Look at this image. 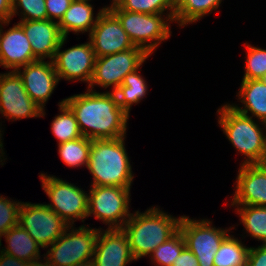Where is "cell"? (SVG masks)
I'll return each mask as SVG.
<instances>
[{
	"label": "cell",
	"mask_w": 266,
	"mask_h": 266,
	"mask_svg": "<svg viewBox=\"0 0 266 266\" xmlns=\"http://www.w3.org/2000/svg\"><path fill=\"white\" fill-rule=\"evenodd\" d=\"M126 137L92 140L87 169L91 186L131 188L134 174L125 148Z\"/></svg>",
	"instance_id": "obj_3"
},
{
	"label": "cell",
	"mask_w": 266,
	"mask_h": 266,
	"mask_svg": "<svg viewBox=\"0 0 266 266\" xmlns=\"http://www.w3.org/2000/svg\"><path fill=\"white\" fill-rule=\"evenodd\" d=\"M125 0H112L109 6L102 7L103 11H112L116 8H120Z\"/></svg>",
	"instance_id": "obj_39"
},
{
	"label": "cell",
	"mask_w": 266,
	"mask_h": 266,
	"mask_svg": "<svg viewBox=\"0 0 266 266\" xmlns=\"http://www.w3.org/2000/svg\"><path fill=\"white\" fill-rule=\"evenodd\" d=\"M186 247L185 239L180 230L163 244L159 245L149 256L155 266H172L175 258Z\"/></svg>",
	"instance_id": "obj_29"
},
{
	"label": "cell",
	"mask_w": 266,
	"mask_h": 266,
	"mask_svg": "<svg viewBox=\"0 0 266 266\" xmlns=\"http://www.w3.org/2000/svg\"><path fill=\"white\" fill-rule=\"evenodd\" d=\"M157 207H151L142 213L135 211L122 227L135 260L150 256L179 230L181 216L173 217Z\"/></svg>",
	"instance_id": "obj_2"
},
{
	"label": "cell",
	"mask_w": 266,
	"mask_h": 266,
	"mask_svg": "<svg viewBox=\"0 0 266 266\" xmlns=\"http://www.w3.org/2000/svg\"><path fill=\"white\" fill-rule=\"evenodd\" d=\"M212 224L208 219L196 220L186 215L181 216L179 230L186 247L196 256L199 266H214V255L233 228L221 229Z\"/></svg>",
	"instance_id": "obj_9"
},
{
	"label": "cell",
	"mask_w": 266,
	"mask_h": 266,
	"mask_svg": "<svg viewBox=\"0 0 266 266\" xmlns=\"http://www.w3.org/2000/svg\"><path fill=\"white\" fill-rule=\"evenodd\" d=\"M17 72L21 76L24 88L30 98L40 108L45 109V104L59 83L53 61L38 59L19 68Z\"/></svg>",
	"instance_id": "obj_15"
},
{
	"label": "cell",
	"mask_w": 266,
	"mask_h": 266,
	"mask_svg": "<svg viewBox=\"0 0 266 266\" xmlns=\"http://www.w3.org/2000/svg\"><path fill=\"white\" fill-rule=\"evenodd\" d=\"M130 189L117 186H90L87 217L94 216L108 229L122 228L131 217Z\"/></svg>",
	"instance_id": "obj_8"
},
{
	"label": "cell",
	"mask_w": 266,
	"mask_h": 266,
	"mask_svg": "<svg viewBox=\"0 0 266 266\" xmlns=\"http://www.w3.org/2000/svg\"><path fill=\"white\" fill-rule=\"evenodd\" d=\"M231 205L266 207V166L240 165Z\"/></svg>",
	"instance_id": "obj_18"
},
{
	"label": "cell",
	"mask_w": 266,
	"mask_h": 266,
	"mask_svg": "<svg viewBox=\"0 0 266 266\" xmlns=\"http://www.w3.org/2000/svg\"><path fill=\"white\" fill-rule=\"evenodd\" d=\"M218 124L236 151L244 155L241 165L263 164L266 158V133L260 123L241 114L230 104L217 110Z\"/></svg>",
	"instance_id": "obj_4"
},
{
	"label": "cell",
	"mask_w": 266,
	"mask_h": 266,
	"mask_svg": "<svg viewBox=\"0 0 266 266\" xmlns=\"http://www.w3.org/2000/svg\"><path fill=\"white\" fill-rule=\"evenodd\" d=\"M33 50L34 57L38 60H53L56 50L63 38L58 22L45 20H20L18 22Z\"/></svg>",
	"instance_id": "obj_19"
},
{
	"label": "cell",
	"mask_w": 266,
	"mask_h": 266,
	"mask_svg": "<svg viewBox=\"0 0 266 266\" xmlns=\"http://www.w3.org/2000/svg\"><path fill=\"white\" fill-rule=\"evenodd\" d=\"M0 128H1V127H0ZM1 130H2V129H0V162H1L0 164H1V165H4L3 162H4L7 158L4 157L5 152H4V150H3V149H4V148H3V142L1 141V140H2V135H3L1 132H3V131H1ZM1 154H2V155H1ZM2 158H3V159H2ZM2 161H3V162H2Z\"/></svg>",
	"instance_id": "obj_41"
},
{
	"label": "cell",
	"mask_w": 266,
	"mask_h": 266,
	"mask_svg": "<svg viewBox=\"0 0 266 266\" xmlns=\"http://www.w3.org/2000/svg\"><path fill=\"white\" fill-rule=\"evenodd\" d=\"M247 266H266V244L249 248Z\"/></svg>",
	"instance_id": "obj_35"
},
{
	"label": "cell",
	"mask_w": 266,
	"mask_h": 266,
	"mask_svg": "<svg viewBox=\"0 0 266 266\" xmlns=\"http://www.w3.org/2000/svg\"><path fill=\"white\" fill-rule=\"evenodd\" d=\"M1 238H2V236L0 235V248H1V245H2V244H1V243H2V242H1Z\"/></svg>",
	"instance_id": "obj_44"
},
{
	"label": "cell",
	"mask_w": 266,
	"mask_h": 266,
	"mask_svg": "<svg viewBox=\"0 0 266 266\" xmlns=\"http://www.w3.org/2000/svg\"><path fill=\"white\" fill-rule=\"evenodd\" d=\"M230 206L237 207L235 211L236 214H239L240 224H243L246 230L245 233L266 244V207L249 205Z\"/></svg>",
	"instance_id": "obj_25"
},
{
	"label": "cell",
	"mask_w": 266,
	"mask_h": 266,
	"mask_svg": "<svg viewBox=\"0 0 266 266\" xmlns=\"http://www.w3.org/2000/svg\"><path fill=\"white\" fill-rule=\"evenodd\" d=\"M139 68L127 74L121 85L114 91L118 105L130 115L133 104H138L146 96L148 86L143 75L139 74Z\"/></svg>",
	"instance_id": "obj_23"
},
{
	"label": "cell",
	"mask_w": 266,
	"mask_h": 266,
	"mask_svg": "<svg viewBox=\"0 0 266 266\" xmlns=\"http://www.w3.org/2000/svg\"><path fill=\"white\" fill-rule=\"evenodd\" d=\"M221 3L222 0H177L174 21L185 27L217 10Z\"/></svg>",
	"instance_id": "obj_24"
},
{
	"label": "cell",
	"mask_w": 266,
	"mask_h": 266,
	"mask_svg": "<svg viewBox=\"0 0 266 266\" xmlns=\"http://www.w3.org/2000/svg\"><path fill=\"white\" fill-rule=\"evenodd\" d=\"M2 236L5 237L7 246L0 248L1 252L24 260L26 262L41 259L40 245L19 224L10 228Z\"/></svg>",
	"instance_id": "obj_22"
},
{
	"label": "cell",
	"mask_w": 266,
	"mask_h": 266,
	"mask_svg": "<svg viewBox=\"0 0 266 266\" xmlns=\"http://www.w3.org/2000/svg\"><path fill=\"white\" fill-rule=\"evenodd\" d=\"M74 113L81 134L92 140L126 136L129 115L118 105L114 92L89 90L64 99Z\"/></svg>",
	"instance_id": "obj_1"
},
{
	"label": "cell",
	"mask_w": 266,
	"mask_h": 266,
	"mask_svg": "<svg viewBox=\"0 0 266 266\" xmlns=\"http://www.w3.org/2000/svg\"><path fill=\"white\" fill-rule=\"evenodd\" d=\"M92 139L80 137L58 144V154L61 160L71 168L88 166Z\"/></svg>",
	"instance_id": "obj_28"
},
{
	"label": "cell",
	"mask_w": 266,
	"mask_h": 266,
	"mask_svg": "<svg viewBox=\"0 0 266 266\" xmlns=\"http://www.w3.org/2000/svg\"><path fill=\"white\" fill-rule=\"evenodd\" d=\"M71 228V230H70ZM99 228L69 225L50 246L44 259L50 266H74L93 260Z\"/></svg>",
	"instance_id": "obj_6"
},
{
	"label": "cell",
	"mask_w": 266,
	"mask_h": 266,
	"mask_svg": "<svg viewBox=\"0 0 266 266\" xmlns=\"http://www.w3.org/2000/svg\"><path fill=\"white\" fill-rule=\"evenodd\" d=\"M72 1L73 0H45L47 19L59 23Z\"/></svg>",
	"instance_id": "obj_34"
},
{
	"label": "cell",
	"mask_w": 266,
	"mask_h": 266,
	"mask_svg": "<svg viewBox=\"0 0 266 266\" xmlns=\"http://www.w3.org/2000/svg\"><path fill=\"white\" fill-rule=\"evenodd\" d=\"M93 12V6L89 1L73 0L58 23L62 36L68 37L69 32L90 33L103 10L100 9L95 18Z\"/></svg>",
	"instance_id": "obj_21"
},
{
	"label": "cell",
	"mask_w": 266,
	"mask_h": 266,
	"mask_svg": "<svg viewBox=\"0 0 266 266\" xmlns=\"http://www.w3.org/2000/svg\"><path fill=\"white\" fill-rule=\"evenodd\" d=\"M245 45L247 47V58L242 79H261L266 75V49L249 45V43H245Z\"/></svg>",
	"instance_id": "obj_31"
},
{
	"label": "cell",
	"mask_w": 266,
	"mask_h": 266,
	"mask_svg": "<svg viewBox=\"0 0 266 266\" xmlns=\"http://www.w3.org/2000/svg\"><path fill=\"white\" fill-rule=\"evenodd\" d=\"M89 41L96 57L112 55L135 47L120 21L111 11H103L100 14L89 33Z\"/></svg>",
	"instance_id": "obj_14"
},
{
	"label": "cell",
	"mask_w": 266,
	"mask_h": 266,
	"mask_svg": "<svg viewBox=\"0 0 266 266\" xmlns=\"http://www.w3.org/2000/svg\"><path fill=\"white\" fill-rule=\"evenodd\" d=\"M10 22L0 21V66L17 71L37 59L34 57L31 44L19 23L14 24L7 31H3V26H8Z\"/></svg>",
	"instance_id": "obj_17"
},
{
	"label": "cell",
	"mask_w": 266,
	"mask_h": 266,
	"mask_svg": "<svg viewBox=\"0 0 266 266\" xmlns=\"http://www.w3.org/2000/svg\"><path fill=\"white\" fill-rule=\"evenodd\" d=\"M67 37H63L53 58V64L59 81L90 83L94 72L96 55L90 41L61 51Z\"/></svg>",
	"instance_id": "obj_13"
},
{
	"label": "cell",
	"mask_w": 266,
	"mask_h": 266,
	"mask_svg": "<svg viewBox=\"0 0 266 266\" xmlns=\"http://www.w3.org/2000/svg\"><path fill=\"white\" fill-rule=\"evenodd\" d=\"M42 189L51 200L46 204L69 225L81 219L84 223L88 212V194L78 186L62 178L42 173L39 175Z\"/></svg>",
	"instance_id": "obj_7"
},
{
	"label": "cell",
	"mask_w": 266,
	"mask_h": 266,
	"mask_svg": "<svg viewBox=\"0 0 266 266\" xmlns=\"http://www.w3.org/2000/svg\"><path fill=\"white\" fill-rule=\"evenodd\" d=\"M18 224L24 228L44 250L54 243L69 226L46 204L22 202Z\"/></svg>",
	"instance_id": "obj_11"
},
{
	"label": "cell",
	"mask_w": 266,
	"mask_h": 266,
	"mask_svg": "<svg viewBox=\"0 0 266 266\" xmlns=\"http://www.w3.org/2000/svg\"><path fill=\"white\" fill-rule=\"evenodd\" d=\"M19 12L21 20L47 19L45 0H12V18Z\"/></svg>",
	"instance_id": "obj_32"
},
{
	"label": "cell",
	"mask_w": 266,
	"mask_h": 266,
	"mask_svg": "<svg viewBox=\"0 0 266 266\" xmlns=\"http://www.w3.org/2000/svg\"><path fill=\"white\" fill-rule=\"evenodd\" d=\"M74 266H94V263L92 260L84 262V263H80V264H75Z\"/></svg>",
	"instance_id": "obj_42"
},
{
	"label": "cell",
	"mask_w": 266,
	"mask_h": 266,
	"mask_svg": "<svg viewBox=\"0 0 266 266\" xmlns=\"http://www.w3.org/2000/svg\"><path fill=\"white\" fill-rule=\"evenodd\" d=\"M149 56L143 49L135 46L123 52L96 57L92 79L87 88L93 91L95 85L105 89L112 86L114 92L124 77L141 68Z\"/></svg>",
	"instance_id": "obj_10"
},
{
	"label": "cell",
	"mask_w": 266,
	"mask_h": 266,
	"mask_svg": "<svg viewBox=\"0 0 266 266\" xmlns=\"http://www.w3.org/2000/svg\"><path fill=\"white\" fill-rule=\"evenodd\" d=\"M111 12L118 18L134 46L140 47L150 56L162 41L171 36L169 24L174 22V15L144 14L120 8Z\"/></svg>",
	"instance_id": "obj_5"
},
{
	"label": "cell",
	"mask_w": 266,
	"mask_h": 266,
	"mask_svg": "<svg viewBox=\"0 0 266 266\" xmlns=\"http://www.w3.org/2000/svg\"><path fill=\"white\" fill-rule=\"evenodd\" d=\"M59 113L51 123L52 134L57 138L58 144L82 137L78 122L74 113L64 103V99L58 103Z\"/></svg>",
	"instance_id": "obj_27"
},
{
	"label": "cell",
	"mask_w": 266,
	"mask_h": 266,
	"mask_svg": "<svg viewBox=\"0 0 266 266\" xmlns=\"http://www.w3.org/2000/svg\"><path fill=\"white\" fill-rule=\"evenodd\" d=\"M22 202L13 201L0 195V235L18 224L19 210Z\"/></svg>",
	"instance_id": "obj_33"
},
{
	"label": "cell",
	"mask_w": 266,
	"mask_h": 266,
	"mask_svg": "<svg viewBox=\"0 0 266 266\" xmlns=\"http://www.w3.org/2000/svg\"><path fill=\"white\" fill-rule=\"evenodd\" d=\"M12 0H0V21H11Z\"/></svg>",
	"instance_id": "obj_38"
},
{
	"label": "cell",
	"mask_w": 266,
	"mask_h": 266,
	"mask_svg": "<svg viewBox=\"0 0 266 266\" xmlns=\"http://www.w3.org/2000/svg\"><path fill=\"white\" fill-rule=\"evenodd\" d=\"M92 261L94 266H127L136 261L122 228H99Z\"/></svg>",
	"instance_id": "obj_16"
},
{
	"label": "cell",
	"mask_w": 266,
	"mask_h": 266,
	"mask_svg": "<svg viewBox=\"0 0 266 266\" xmlns=\"http://www.w3.org/2000/svg\"><path fill=\"white\" fill-rule=\"evenodd\" d=\"M26 266H50V265L43 258L42 260L38 259V260H35V261L27 262Z\"/></svg>",
	"instance_id": "obj_40"
},
{
	"label": "cell",
	"mask_w": 266,
	"mask_h": 266,
	"mask_svg": "<svg viewBox=\"0 0 266 266\" xmlns=\"http://www.w3.org/2000/svg\"><path fill=\"white\" fill-rule=\"evenodd\" d=\"M172 266H199V262L193 252L185 247L179 256L175 258Z\"/></svg>",
	"instance_id": "obj_36"
},
{
	"label": "cell",
	"mask_w": 266,
	"mask_h": 266,
	"mask_svg": "<svg viewBox=\"0 0 266 266\" xmlns=\"http://www.w3.org/2000/svg\"><path fill=\"white\" fill-rule=\"evenodd\" d=\"M26 261L0 251V266H26Z\"/></svg>",
	"instance_id": "obj_37"
},
{
	"label": "cell",
	"mask_w": 266,
	"mask_h": 266,
	"mask_svg": "<svg viewBox=\"0 0 266 266\" xmlns=\"http://www.w3.org/2000/svg\"><path fill=\"white\" fill-rule=\"evenodd\" d=\"M249 247L233 235H228L214 255V266H247Z\"/></svg>",
	"instance_id": "obj_26"
},
{
	"label": "cell",
	"mask_w": 266,
	"mask_h": 266,
	"mask_svg": "<svg viewBox=\"0 0 266 266\" xmlns=\"http://www.w3.org/2000/svg\"><path fill=\"white\" fill-rule=\"evenodd\" d=\"M261 81L266 85V75L261 78Z\"/></svg>",
	"instance_id": "obj_43"
},
{
	"label": "cell",
	"mask_w": 266,
	"mask_h": 266,
	"mask_svg": "<svg viewBox=\"0 0 266 266\" xmlns=\"http://www.w3.org/2000/svg\"><path fill=\"white\" fill-rule=\"evenodd\" d=\"M175 8V0H125L120 7V9L125 11L166 15H174ZM165 11L166 13H164Z\"/></svg>",
	"instance_id": "obj_30"
},
{
	"label": "cell",
	"mask_w": 266,
	"mask_h": 266,
	"mask_svg": "<svg viewBox=\"0 0 266 266\" xmlns=\"http://www.w3.org/2000/svg\"><path fill=\"white\" fill-rule=\"evenodd\" d=\"M0 113L13 121L45 116V109L30 98L17 71L0 73Z\"/></svg>",
	"instance_id": "obj_12"
},
{
	"label": "cell",
	"mask_w": 266,
	"mask_h": 266,
	"mask_svg": "<svg viewBox=\"0 0 266 266\" xmlns=\"http://www.w3.org/2000/svg\"><path fill=\"white\" fill-rule=\"evenodd\" d=\"M237 97L244 107L230 105L243 115L257 118L266 132V85L261 79H242Z\"/></svg>",
	"instance_id": "obj_20"
}]
</instances>
